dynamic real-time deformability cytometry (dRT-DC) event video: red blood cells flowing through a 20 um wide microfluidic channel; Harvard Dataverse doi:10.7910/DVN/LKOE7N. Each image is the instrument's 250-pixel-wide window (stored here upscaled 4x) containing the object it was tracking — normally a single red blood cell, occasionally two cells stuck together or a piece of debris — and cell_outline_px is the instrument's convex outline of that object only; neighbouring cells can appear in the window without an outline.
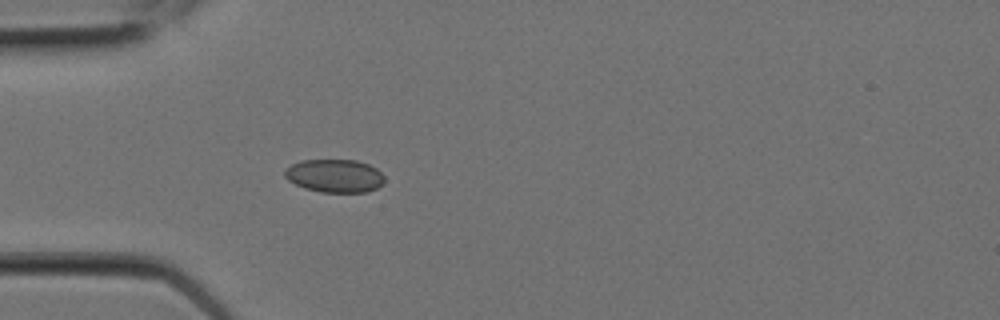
{"species": "Egyptian fruit bat (a non-hibernating species)", "species_latin": "Rousettus aegyptiacus", "temperature_condition": "room temperature", "stored_images_in_passage": 6, "camera_frame_rate_fps": 3000, "um_per_image_px": 0.085, "animal": {"sex": "female"}, "frame": {"image": 1, "passage_image": 6, "time_ms": 1.667, "image_size_px": [1000, 320], "cell_outline_px": [[384, 180], [376, 188], [368, 192], [320, 192], [304, 188], [288, 180], [284, 176], [284, 168], [300, 160], [356, 160], [368, 164], [376, 168], [384, 176]], "centroid_in_image_um": [28.41, 14.94], "position_along_channel_um": 56.6, "area_um2": 19.31}}